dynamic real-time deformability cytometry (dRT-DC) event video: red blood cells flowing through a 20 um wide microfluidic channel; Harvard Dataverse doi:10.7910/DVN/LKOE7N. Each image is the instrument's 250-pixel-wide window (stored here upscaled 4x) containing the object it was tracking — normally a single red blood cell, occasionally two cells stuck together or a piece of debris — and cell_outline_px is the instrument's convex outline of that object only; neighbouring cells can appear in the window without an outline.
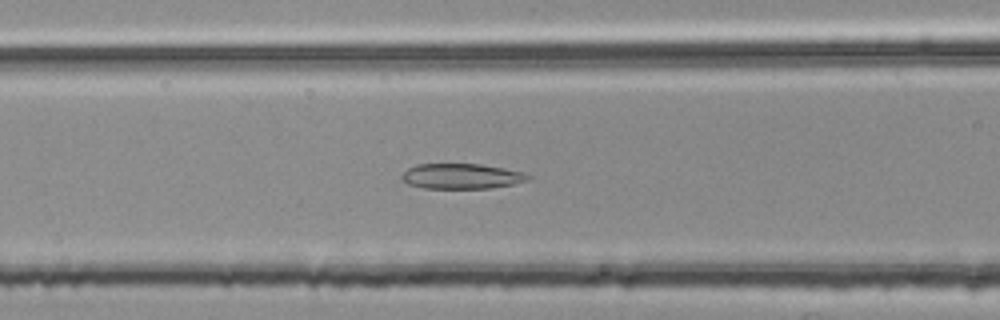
{"species": "common noctule bat (a hibernating species)", "species_latin": "Nyctalus noctula", "temperature_condition": "room temperature", "stored_images_in_passage": 44, "camera_frame_rate_fps": 3000, "um_per_image_px": 0.085, "animal": {"sex": "female", "body_mass_g": 25.1}, "frame": {"image": 1, "passage_image": 12, "time_ms": 3.667, "image_size_px": [1000, 320], "cell_outline_px": [[532, 176], [528, 180], [512, 184], [492, 188], [424, 188], [408, 184], [400, 176], [408, 168], [416, 164], [480, 164], [504, 168], [524, 172]], "centroid_in_image_um": [39.24, 14.97], "position_along_channel_um": 127.4, "area_um2": 18.55}}
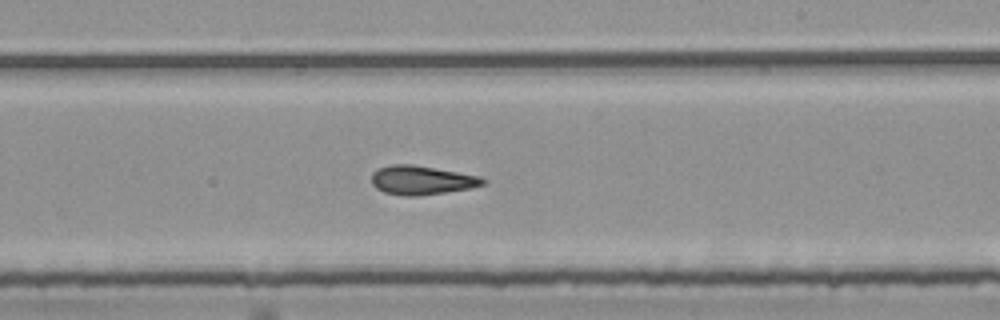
{"frame": {"image": 2, "passage_image": 22, "time_ms": 7.0, "image_size_px": [1000, 320], "cell_outline_px": [[484, 184], [468, 188], [420, 196], [400, 196], [384, 192], [376, 188], [372, 184], [372, 172], [388, 164], [412, 164], [480, 176], [484, 180]], "centroid_in_image_um": [35.77, 15.31], "position_along_channel_um": 253.2, "area_um2": 18.67}}
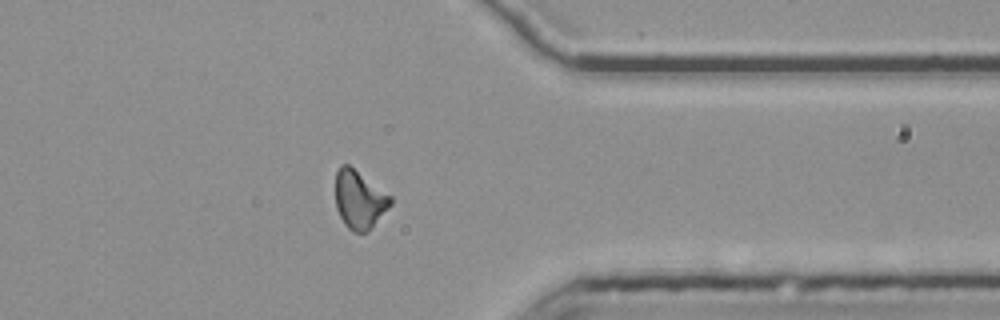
{"frame": {"image": 3, "passage_image": 33, "time_ms": 10.667, "image_size_px": [1000, 320], "cell_outline_px": [[392, 204], [368, 232], [352, 232], [344, 224], [336, 208], [336, 172], [340, 164], [348, 164], [392, 196]], "centroid_in_image_um": [30.55, 16.97], "position_along_channel_um": 380.9, "area_um2": 18.73}, "authors_computed_cell_mechanics": {"area_um2": 18.5538, "velocity_mm_per_s": 3.7843, "shape_relaxation_time_tau1_ms": null, "shape_relaxation_time_tau2_ms": 2.7626, "deformation_change_tau1": null, "deformation_change_tau2": 0.1139}}